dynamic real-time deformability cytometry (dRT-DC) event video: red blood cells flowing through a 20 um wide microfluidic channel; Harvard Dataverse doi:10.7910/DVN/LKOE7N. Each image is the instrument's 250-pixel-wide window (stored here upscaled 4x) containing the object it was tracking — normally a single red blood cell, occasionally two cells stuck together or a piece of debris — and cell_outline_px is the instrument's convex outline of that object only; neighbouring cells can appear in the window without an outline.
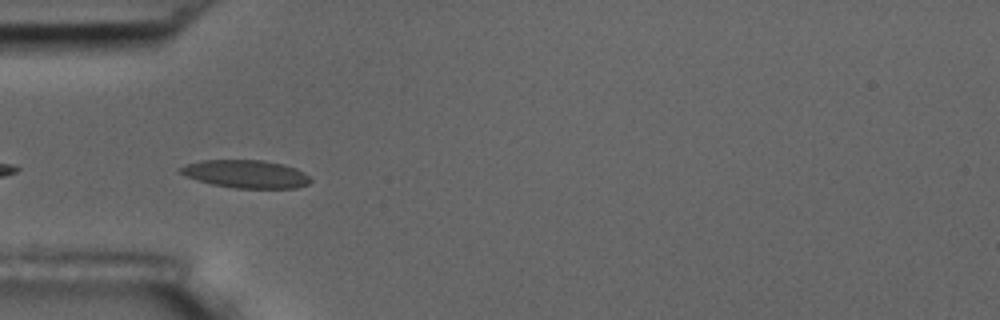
{"species": "common noctule bat (a hibernating species)", "species_latin": "Nyctalus noctula", "temperature_condition": "room temperature", "stored_images_in_passage": 7, "camera_frame_rate_fps": 3000, "um_per_image_px": 0.085, "animal": {"sex": "male", "body_mass_g": 17.5, "forearm_length_mm": 52.3}, "frame": {"image": 1, "passage_image": 4, "time_ms": 3.333, "image_size_px": [1000, 320], "cell_outline_px": [[312, 180], [308, 184], [296, 188], [236, 188], [212, 184], [184, 176], [176, 168], [184, 164], [200, 160], [260, 160], [284, 164], [296, 168], [304, 172]], "centroid_in_image_um": [20.87, 14.78], "position_along_channel_um": 64.1, "area_um2": 21.33}}
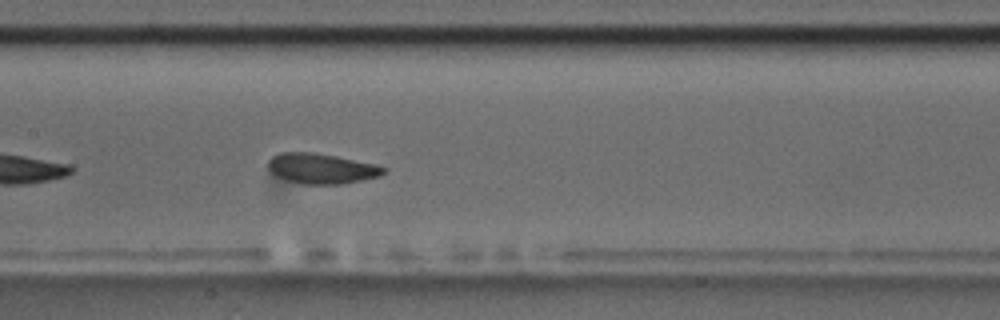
{"frame": {"image": 2, "passage_image": 7, "time_ms": 6.667, "image_size_px": [1000, 320], "cell_outline_px": [[388, 172], [380, 176], [340, 184], [304, 184], [288, 180], [276, 176], [268, 168], [268, 160], [272, 156], [280, 152], [312, 152], [336, 156], [376, 164], [388, 168]], "centroid_in_image_um": [27.35, 14.31], "position_along_channel_um": 180.1, "area_um2": 20.4}}